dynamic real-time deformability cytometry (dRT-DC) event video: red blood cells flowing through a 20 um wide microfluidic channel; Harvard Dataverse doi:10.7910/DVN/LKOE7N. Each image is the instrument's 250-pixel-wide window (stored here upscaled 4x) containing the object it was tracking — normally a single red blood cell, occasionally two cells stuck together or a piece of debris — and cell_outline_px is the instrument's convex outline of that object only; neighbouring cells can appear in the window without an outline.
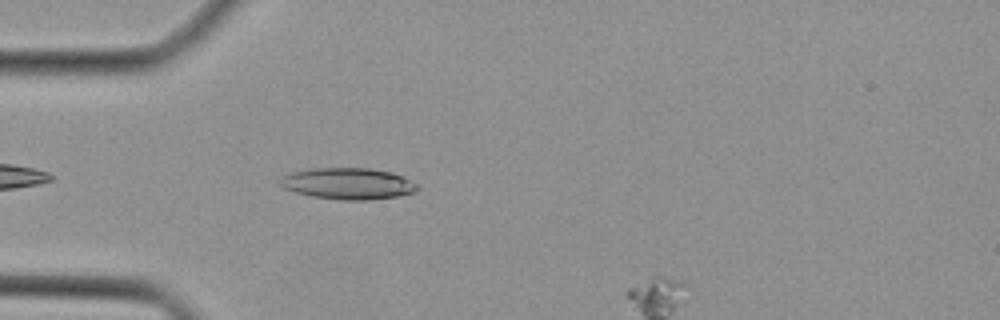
{"species": "Egyptian fruit bat (a non-hibernating species)", "species_latin": "Rousettus aegyptiacus", "temperature_condition": "cold", "stored_images_in_passage": 7, "camera_frame_rate_fps": 3000, "um_per_image_px": 0.085, "animal": {"sex": "female"}, "frame": {"image": 1, "passage_image": 3, "time_ms": 0.667, "image_size_px": [1000, 320], "cell_outline_px": [[420, 188], [416, 192], [400, 196], [368, 200], [340, 200], [312, 196], [296, 192], [284, 188], [276, 184], [280, 176], [292, 172], [316, 168], [368, 168], [392, 172], [404, 176], [416, 184]], "centroid_in_image_um": [29.58, 15.61], "position_along_channel_um": 55.4, "area_um2": 25.43}}
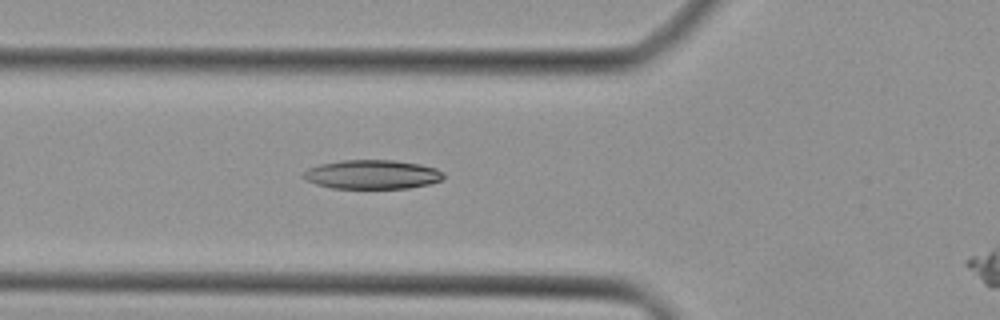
{"frame": {"image": 2, "passage_image": 6, "time_ms": 1.667, "image_size_px": [1000, 320], "cell_outline_px": [[444, 176], [440, 180], [428, 184], [408, 188], [332, 188], [316, 184], [300, 176], [308, 168], [320, 164], [340, 160], [392, 160], [420, 164], [436, 168], [444, 172]], "centroid_in_image_um": [31.63, 14.82], "position_along_channel_um": 94.2, "area_um2": 23.7}}